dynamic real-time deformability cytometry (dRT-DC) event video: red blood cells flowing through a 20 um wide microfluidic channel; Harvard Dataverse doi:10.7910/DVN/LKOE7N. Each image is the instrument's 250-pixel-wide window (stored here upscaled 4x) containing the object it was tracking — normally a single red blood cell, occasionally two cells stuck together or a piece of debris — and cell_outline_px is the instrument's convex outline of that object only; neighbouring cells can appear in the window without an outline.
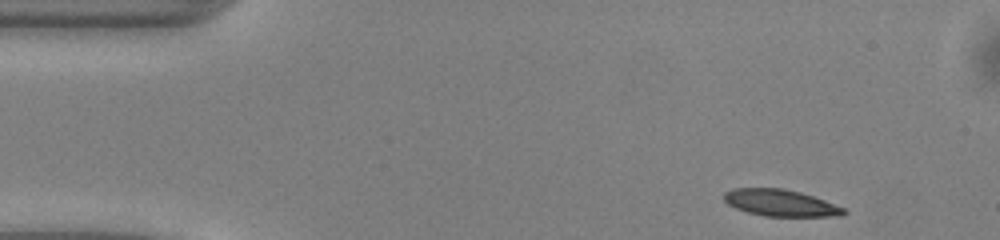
{"species": "common noctule bat (a hibernating species)", "species_latin": "Nyctalus noctula", "temperature_condition": "warm", "stored_images_in_passage": 45, "camera_frame_rate_fps": 3000, "um_per_image_px": 0.085, "animal": {"sex": "male", "body_mass_g": 13.0, "forearm_length_mm": 53.1}, "frame": {"image": 1, "passage_image": 1, "time_ms": 0.0, "image_size_px": [1000, 240], "cell_outline_px": [[848, 212], [840, 216], [764, 216], [748, 212], [736, 208], [728, 204], [724, 200], [724, 192], [732, 188], [784, 188], [800, 192], [824, 200], [844, 208]], "centroid_in_image_um": [66.33, 17.24], "position_along_channel_um": 18.7, "area_um2": 18.55}}
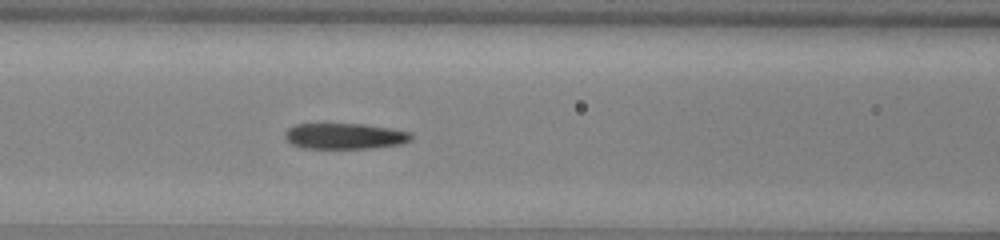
{"frame": {"image": 2, "passage_image": 16, "time_ms": 5.0, "image_size_px": [1000, 240], "cell_outline_px": [[412, 140], [404, 144], [372, 148], [304, 148], [292, 144], [284, 136], [284, 132], [288, 128], [296, 124], [364, 124], [392, 128], [412, 132]], "centroid_in_image_um": [29.36, 11.57], "position_along_channel_um": 137.2, "area_um2": 19.19}}
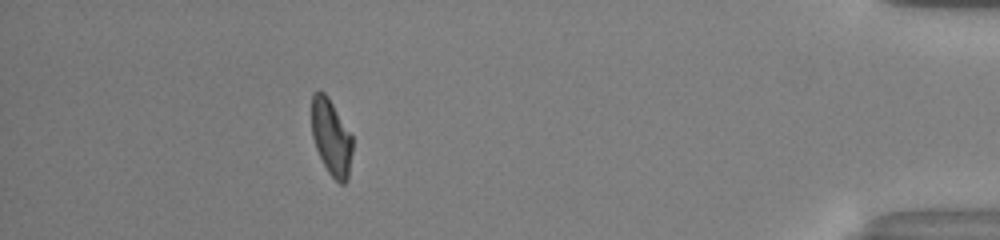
{"frame": {"image": 3, "passage_image": 40, "time_ms": 13.0, "image_size_px": [1000, 240], "cell_outline_px": [[352, 152], [348, 180], [344, 184], [340, 184], [328, 172], [316, 148], [312, 136], [312, 92], [324, 92], [328, 96], [352, 136]], "centroid_in_image_um": [28.16, 11.69], "position_along_channel_um": 407.0, "area_um2": 17.98}, "authors_computed_cell_mechanics": {"area_um2": 19.4208, "velocity_mm_per_s": 4.114, "shape_relaxation_time_tau1_ms": 3.0917, "shape_relaxation_time_tau2_ms": 2.7121, "deformation_change_tau1": 0.1355, "deformation_change_tau2": 0.0844}}